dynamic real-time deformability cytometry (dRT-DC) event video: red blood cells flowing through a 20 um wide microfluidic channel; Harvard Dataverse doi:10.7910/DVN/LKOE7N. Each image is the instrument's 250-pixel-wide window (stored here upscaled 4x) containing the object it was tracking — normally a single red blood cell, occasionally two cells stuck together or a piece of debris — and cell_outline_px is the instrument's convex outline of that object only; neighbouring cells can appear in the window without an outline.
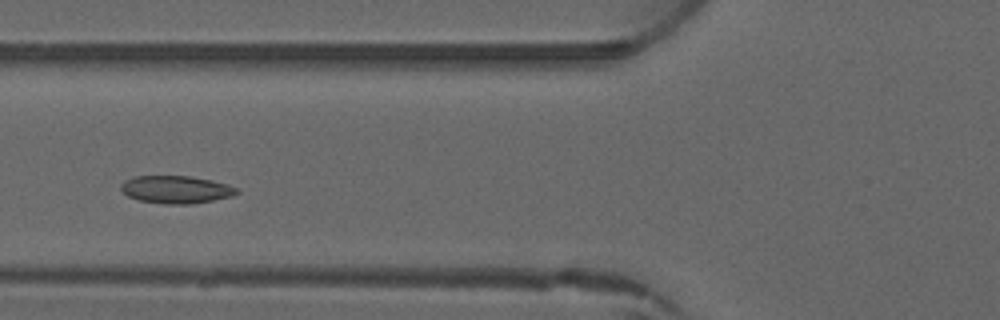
{"species": "common noctule bat (a hibernating species)", "species_latin": "Nyctalus noctula", "temperature_condition": "warm", "stored_images_in_passage": 4, "camera_frame_rate_fps": 3000, "um_per_image_px": 0.085, "animal": {"sex": "male", "forearm_length_mm": 52.5}, "frame": {"image": 1, "passage_image": 4, "time_ms": 3.333, "image_size_px": [1000, 320], "cell_outline_px": [[240, 192], [232, 196], [212, 200], [188, 204], [164, 204], [140, 200], [128, 196], [120, 188], [120, 184], [124, 180], [136, 176], [188, 176], [212, 180], [228, 184], [236, 188]], "centroid_in_image_um": [14.96, 16.1], "position_along_channel_um": 110.8, "area_um2": 18.55}}